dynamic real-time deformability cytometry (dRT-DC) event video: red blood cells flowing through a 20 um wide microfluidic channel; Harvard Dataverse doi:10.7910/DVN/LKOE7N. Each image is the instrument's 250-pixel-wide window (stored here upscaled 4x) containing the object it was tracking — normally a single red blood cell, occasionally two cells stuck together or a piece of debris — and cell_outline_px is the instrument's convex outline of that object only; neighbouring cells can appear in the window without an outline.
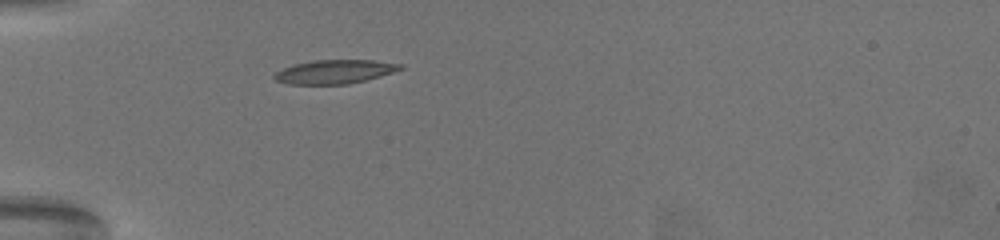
{"species": "common noctule bat (a hibernating species)", "species_latin": "Nyctalus noctula", "temperature_condition": "warm", "stored_images_in_passage": 43, "camera_frame_rate_fps": 3000, "um_per_image_px": 0.085, "animal": {"sex": "female", "body_mass_g": 19.5, "forearm_length_mm": 54.1}, "frame": {"image": 1, "passage_image": 1, "time_ms": 0.0, "image_size_px": [1000, 240], "cell_outline_px": [[404, 68], [380, 76], [348, 84], [288, 84], [276, 80], [272, 76], [276, 72], [292, 64], [312, 60], [372, 60], [400, 64]], "centroid_in_image_um": [28.4, 6.09], "position_along_channel_um": 56.6, "area_um2": 17.34}}
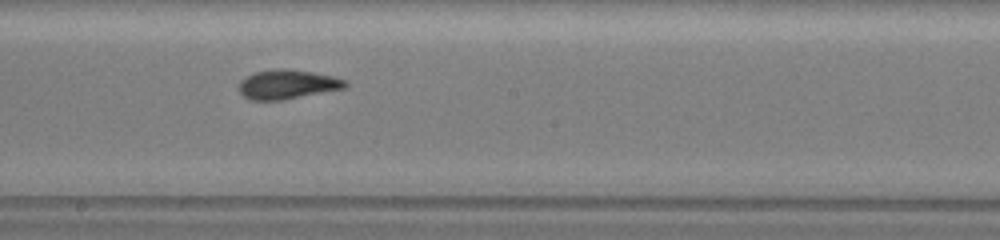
{"frame": {"image": 2, "passage_image": 17, "time_ms": 5.333, "image_size_px": [1000, 240], "cell_outline_px": [[348, 84], [344, 88], [280, 100], [248, 100], [236, 88], [240, 80], [256, 72], [276, 68], [288, 68], [312, 72], [332, 76], [348, 80]], "centroid_in_image_um": [24.39, 7.16], "position_along_channel_um": 223.8, "area_um2": 18.15}}
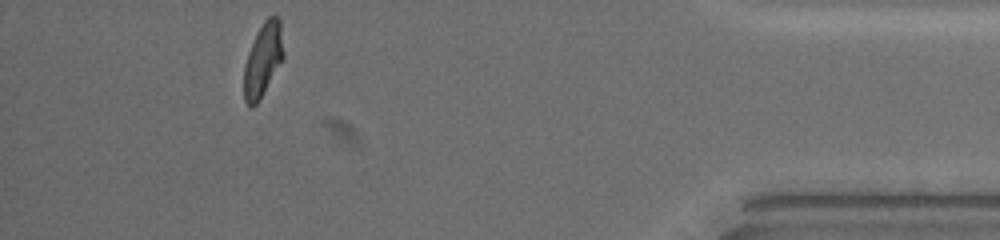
{"frame": {"image": 3, "passage_image": 38, "time_ms": 12.333, "image_size_px": [1000, 240], "cell_outline_px": [[284, 56], [260, 100], [252, 108], [248, 108], [244, 100], [244, 64], [248, 52], [264, 20], [268, 16], [276, 16], [280, 20], [284, 52]], "centroid_in_image_um": [22.34, 5.12], "position_along_channel_um": 412.9, "area_um2": 16.82}, "authors_computed_cell_mechanics": {"area_um2": 17.629, "velocity_mm_per_s": 3.3955, "shape_relaxation_time_tau1_ms": 5.7865, "shape_relaxation_time_tau2_ms": 1.5388, "deformation_change_tau1": 0.196, "deformation_change_tau2": 0.0719}}